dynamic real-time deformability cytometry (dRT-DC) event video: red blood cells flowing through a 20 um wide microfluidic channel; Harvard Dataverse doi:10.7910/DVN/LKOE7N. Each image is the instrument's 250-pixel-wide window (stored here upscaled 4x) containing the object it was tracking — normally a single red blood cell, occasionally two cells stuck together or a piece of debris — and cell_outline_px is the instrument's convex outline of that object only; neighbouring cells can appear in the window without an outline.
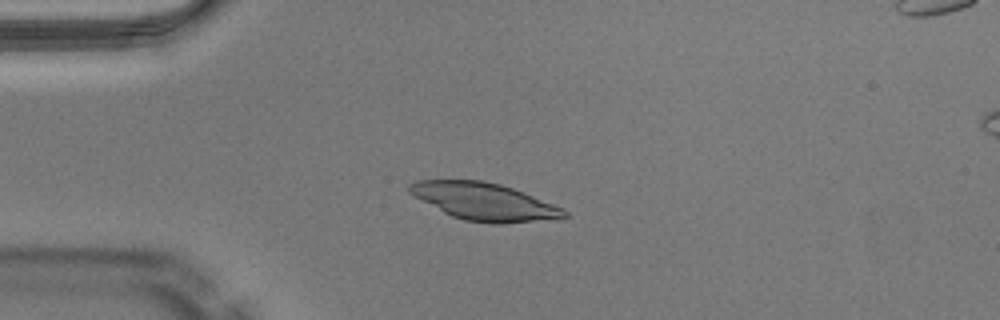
{"species": "Egyptian fruit bat (a non-hibernating species)", "species_latin": "Rousettus aegyptiacus", "temperature_condition": "warm", "stored_images_in_passage": 39, "camera_frame_rate_fps": 3000, "um_per_image_px": 0.085, "animal": {"sex": "male"}, "frame": {"image": 1, "passage_image": 2, "time_ms": 0.333, "image_size_px": [1000, 320], "cell_outline_px": [[568, 216], [560, 220], [500, 224], [492, 224], [464, 220], [452, 216], [444, 212], [408, 192], [408, 184], [416, 180], [484, 180], [500, 184], [524, 192], [564, 208], [568, 212]], "centroid_in_image_um": [41.25, 17.15], "position_along_channel_um": 43.7, "area_um2": 34.04}}
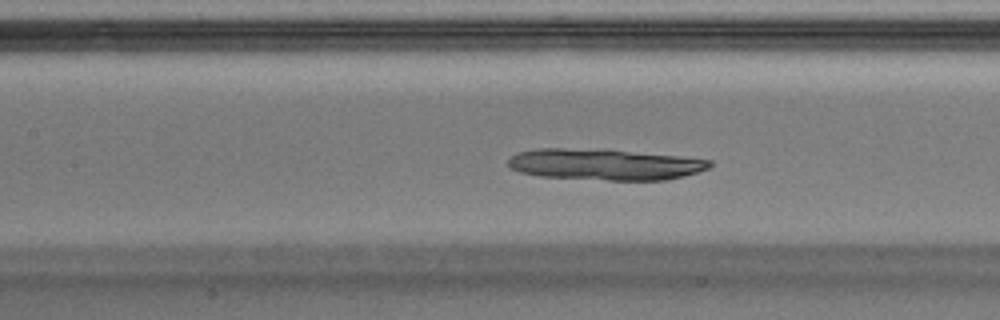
{"frame": {"image": 2, "passage_image": 12, "time_ms": 3.667, "image_size_px": [1000, 320], "cell_outline_px": [[712, 164], [708, 168], [684, 176], [664, 180], [608, 180], [540, 176], [520, 172], [508, 168], [508, 160], [512, 156], [520, 152], [536, 148], [604, 148], [712, 160]], "centroid_in_image_um": [51.37, 13.96], "position_along_channel_um": 156.0, "area_um2": 36.82}}